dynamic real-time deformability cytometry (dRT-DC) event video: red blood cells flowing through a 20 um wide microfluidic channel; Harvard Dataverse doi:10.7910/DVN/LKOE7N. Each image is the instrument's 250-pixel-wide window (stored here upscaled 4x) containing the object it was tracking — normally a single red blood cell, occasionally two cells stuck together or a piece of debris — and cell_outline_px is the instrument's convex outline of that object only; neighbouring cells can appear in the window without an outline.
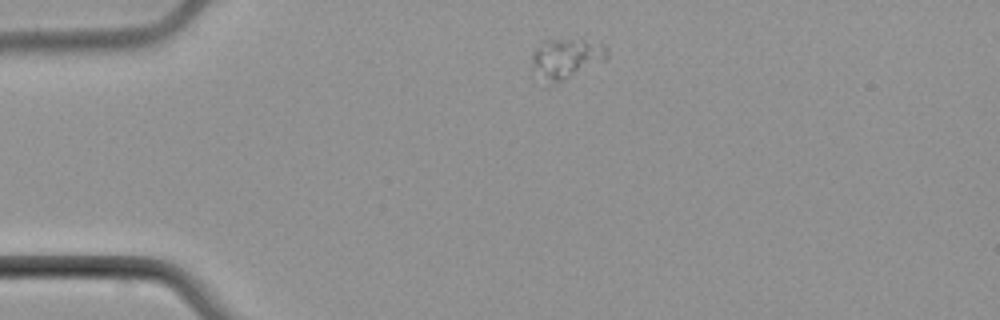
{"species": "common noctule bat (a hibernating species)", "species_latin": "Nyctalus noctula", "temperature_condition": "cold", "stored_images_in_passage": 2, "camera_frame_rate_fps": 3000, "um_per_image_px": 0.085, "animal": {"sex": "male", "body_mass_g": 21.5, "forearm_length_mm": 52.0}, "frame": {"image": 1, "passage_image": 1, "time_ms": 0.0, "image_size_px": [1000, 320], "cell_outline_px": [[608, 60], [564, 80], [544, 88], [532, 68], [532, 52], [544, 40], [584, 40], [604, 44], [608, 48]], "centroid_in_image_um": [48.1, 5.03], "position_along_channel_um": 36.9, "area_um2": 18.21}}